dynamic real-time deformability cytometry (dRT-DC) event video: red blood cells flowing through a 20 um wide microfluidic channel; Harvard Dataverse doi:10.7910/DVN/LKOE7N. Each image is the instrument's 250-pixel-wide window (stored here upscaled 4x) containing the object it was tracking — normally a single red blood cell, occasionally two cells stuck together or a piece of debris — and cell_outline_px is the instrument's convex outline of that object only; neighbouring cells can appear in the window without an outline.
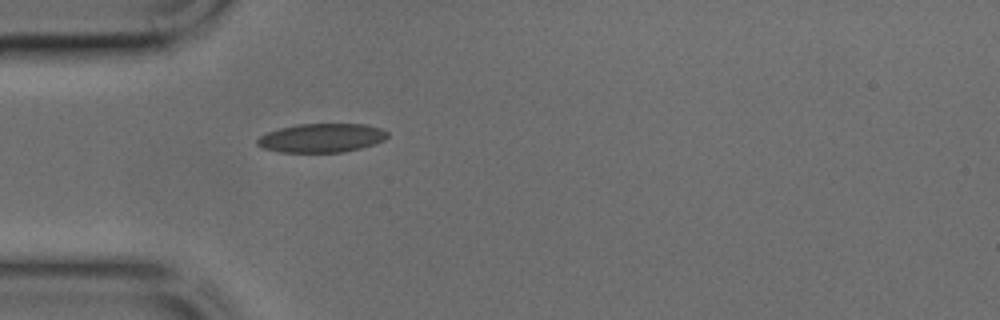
{"species": "common noctule bat (a hibernating species)", "species_latin": "Nyctalus noctula", "temperature_condition": "cold", "stored_images_in_passage": 32, "camera_frame_rate_fps": 3000, "um_per_image_px": 0.085, "animal": {"sex": "male", "body_mass_g": 17.9, "forearm_length_mm": 54.2}, "frame": {"image": 1, "passage_image": 1, "time_ms": 0.0, "image_size_px": [1000, 320], "cell_outline_px": [[388, 136], [384, 140], [376, 144], [344, 152], [280, 152], [264, 148], [256, 144], [256, 140], [260, 136], [268, 132], [280, 128], [296, 124], [364, 124], [380, 128], [388, 132]], "centroid_in_image_um": [27.35, 11.72], "position_along_channel_um": 57.7, "area_um2": 21.91}}
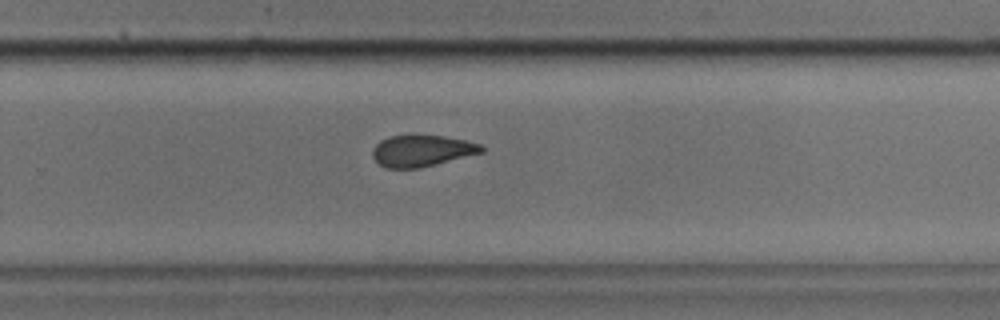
{"frame": {"image": 2, "passage_image": 17, "time_ms": 5.333, "image_size_px": [1000, 320], "cell_outline_px": [[484, 152], [420, 168], [388, 168], [380, 164], [372, 156], [372, 152], [376, 144], [380, 140], [388, 136], [408, 132], [444, 136], [464, 140], [480, 144], [484, 148]], "centroid_in_image_um": [35.83, 12.77], "position_along_channel_um": 294.0, "area_um2": 20.52}}
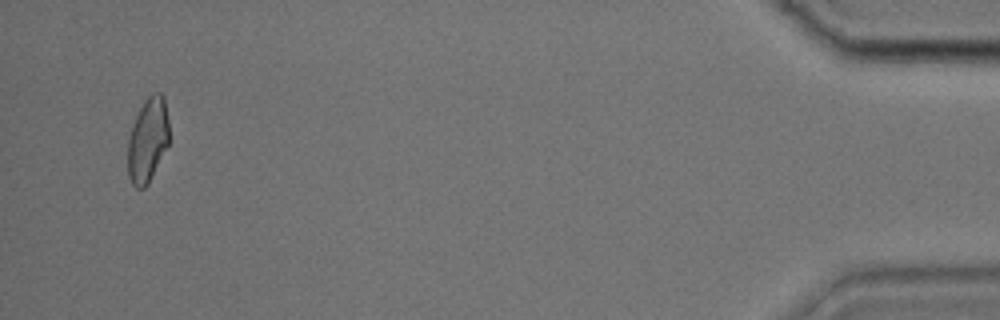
{"frame": {"image": 3, "passage_image": 31, "time_ms": 10.0, "image_size_px": [1000, 320], "cell_outline_px": [[168, 144], [148, 184], [144, 188], [136, 188], [132, 184], [128, 176], [128, 140], [136, 116], [144, 100], [152, 92], [160, 92], [164, 96], [168, 120]], "centroid_in_image_um": [12.55, 11.89], "position_along_channel_um": 422.6, "area_um2": 20.17}}